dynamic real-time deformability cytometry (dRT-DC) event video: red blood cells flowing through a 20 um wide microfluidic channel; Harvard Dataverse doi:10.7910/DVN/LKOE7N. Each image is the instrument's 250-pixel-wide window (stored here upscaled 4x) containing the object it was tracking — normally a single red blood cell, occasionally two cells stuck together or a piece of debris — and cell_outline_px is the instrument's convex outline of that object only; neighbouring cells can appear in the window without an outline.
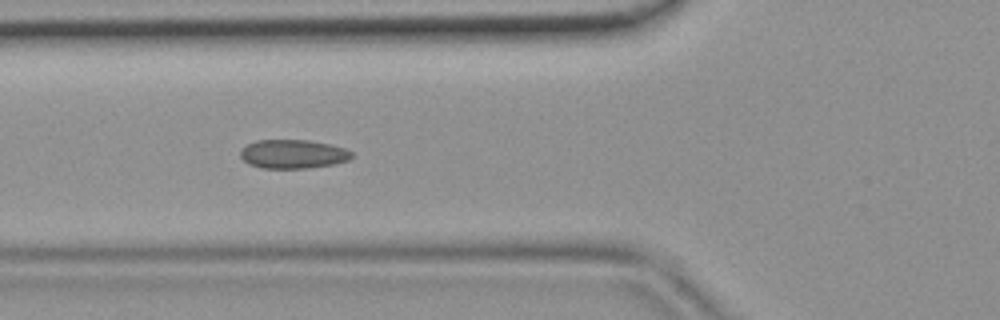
{"species": "common noctule bat (a hibernating species)", "species_latin": "Nyctalus noctula", "temperature_condition": "room temperature", "stored_images_in_passage": 47, "camera_frame_rate_fps": 3000, "um_per_image_px": 0.085, "animal": {"sex": "female", "body_mass_g": 19.9}, "frame": {"image": 1, "passage_image": 17, "time_ms": 5.333, "image_size_px": [1000, 320], "cell_outline_px": [[352, 156], [348, 160], [332, 164], [308, 168], [260, 168], [248, 164], [240, 156], [240, 148], [256, 140], [308, 140], [328, 144], [344, 148], [352, 152]], "centroid_in_image_um": [24.86, 13.09], "position_along_channel_um": 100.9, "area_um2": 18.67}}
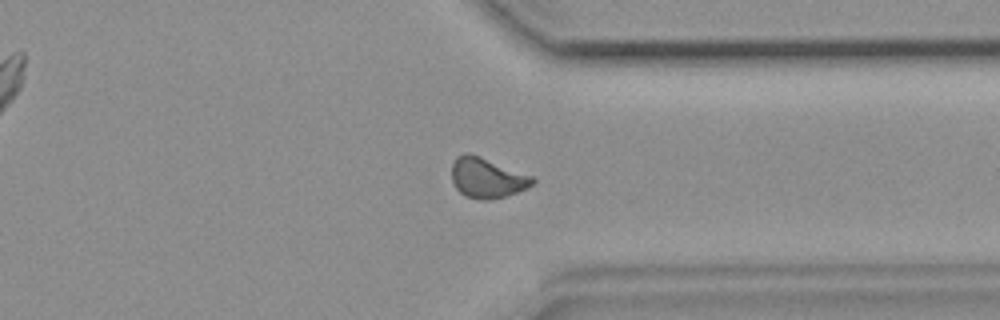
{"frame": {"image": 2, "passage_image": 36, "time_ms": 11.667, "image_size_px": [1000, 320], "cell_outline_px": [[536, 180], [532, 184], [516, 192], [504, 196], [488, 200], [480, 200], [464, 196], [456, 188], [452, 180], [452, 164], [456, 156], [464, 152], [468, 152], [480, 156], [532, 176]], "centroid_in_image_um": [41.35, 15.11], "position_along_channel_um": 370.1, "area_um2": 18.79}}
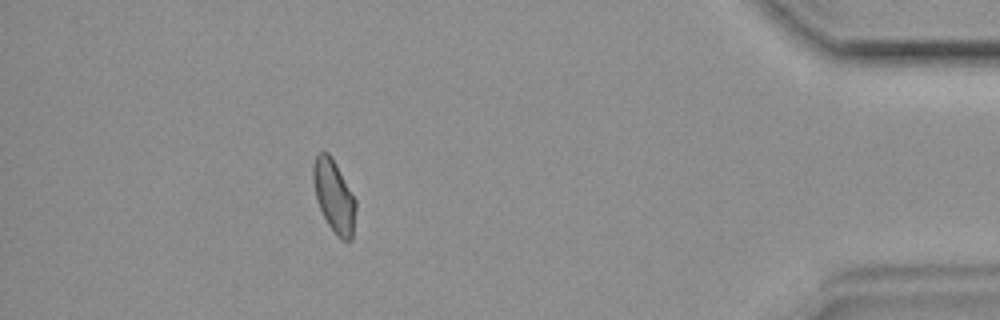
{"frame": {"image": 3, "passage_image": 42, "time_ms": 13.667, "image_size_px": [1000, 320], "cell_outline_px": [[356, 208], [352, 240], [348, 244], [328, 224], [320, 208], [316, 196], [312, 180], [312, 168], [316, 156], [320, 152], [328, 152], [332, 156], [356, 200]], "centroid_in_image_um": [28.4, 16.65], "position_along_channel_um": 406.8, "area_um2": 17.8}}